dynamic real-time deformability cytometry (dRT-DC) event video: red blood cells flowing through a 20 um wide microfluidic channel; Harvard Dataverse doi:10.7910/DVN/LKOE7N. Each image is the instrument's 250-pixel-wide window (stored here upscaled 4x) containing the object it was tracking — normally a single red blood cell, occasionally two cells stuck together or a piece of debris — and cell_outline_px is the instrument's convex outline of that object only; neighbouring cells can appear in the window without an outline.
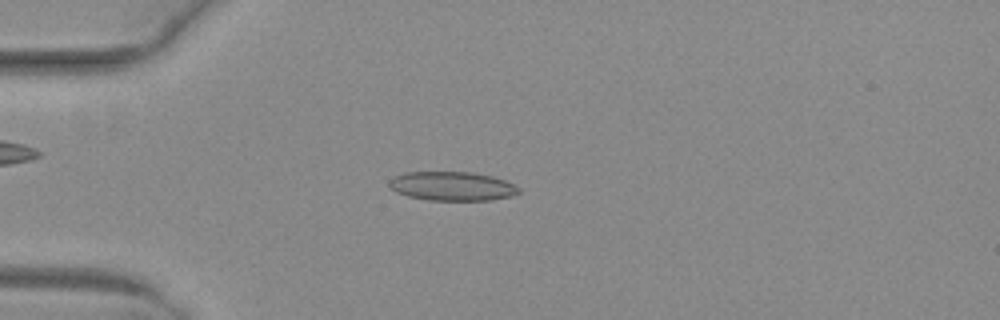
{"species": "common noctule bat (a hibernating species)", "species_latin": "Nyctalus noctula", "temperature_condition": "warm", "stored_images_in_passage": 51, "camera_frame_rate_fps": 3000, "um_per_image_px": 0.085, "animal": {"sex": "female", "body_mass_g": 29.2, "forearm_length_mm": 56.3}, "frame": {"image": 1, "passage_image": 14, "time_ms": 4.333, "image_size_px": [1000, 320], "cell_outline_px": [[520, 192], [512, 196], [492, 200], [428, 200], [408, 196], [396, 192], [388, 184], [388, 180], [404, 172], [472, 172], [492, 176], [504, 180], [520, 188]], "centroid_in_image_um": [38.43, 15.82], "position_along_channel_um": 46.6, "area_um2": 21.91}}
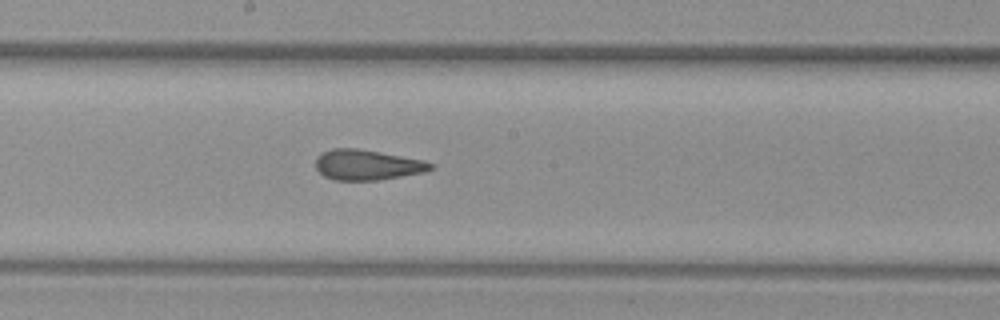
{"frame": {"image": 2, "passage_image": 28, "time_ms": 9.0, "image_size_px": [1000, 320], "cell_outline_px": [[436, 164], [432, 168], [424, 172], [380, 180], [332, 180], [324, 176], [316, 168], [316, 156], [320, 152], [332, 148], [356, 148], [380, 152], [424, 160]], "centroid_in_image_um": [31.19, 14.01], "position_along_channel_um": 217.0, "area_um2": 20.46}}
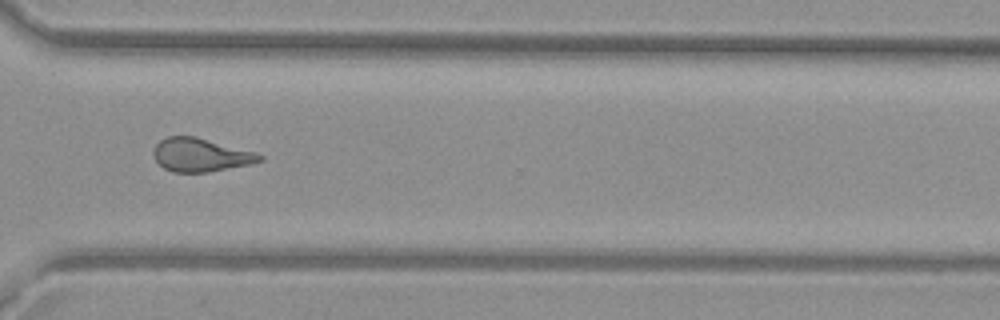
{"frame": {"image": 3, "passage_image": 38, "time_ms": 12.333, "image_size_px": [1000, 320], "cell_outline_px": [[264, 160], [252, 164], [208, 172], [172, 172], [164, 168], [152, 156], [152, 152], [156, 144], [160, 140], [168, 136], [196, 136], [256, 152], [264, 156]], "centroid_in_image_um": [17.07, 13.17], "position_along_channel_um": 353.5, "area_um2": 20.87}, "authors_computed_cell_mechanics": {"area_um2": 21.3282, "velocity_mm_per_s": 4.1053, "shape_relaxation_time_tau1_ms": null, "shape_relaxation_time_tau2_ms": 1.6555, "deformation_change_tau1": null, "deformation_change_tau2": 0.0997}}